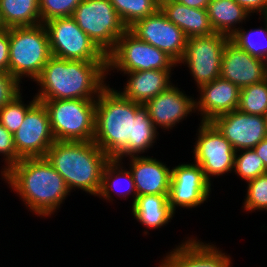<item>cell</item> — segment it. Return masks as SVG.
<instances>
[{"mask_svg":"<svg viewBox=\"0 0 267 267\" xmlns=\"http://www.w3.org/2000/svg\"><path fill=\"white\" fill-rule=\"evenodd\" d=\"M82 0H39L41 22L60 17H69Z\"/></svg>","mask_w":267,"mask_h":267,"instance_id":"obj_32","label":"cell"},{"mask_svg":"<svg viewBox=\"0 0 267 267\" xmlns=\"http://www.w3.org/2000/svg\"><path fill=\"white\" fill-rule=\"evenodd\" d=\"M211 123L235 151L254 148L267 138V116L251 115L236 109L215 117Z\"/></svg>","mask_w":267,"mask_h":267,"instance_id":"obj_15","label":"cell"},{"mask_svg":"<svg viewBox=\"0 0 267 267\" xmlns=\"http://www.w3.org/2000/svg\"><path fill=\"white\" fill-rule=\"evenodd\" d=\"M110 2L127 28L160 8L158 0H110Z\"/></svg>","mask_w":267,"mask_h":267,"instance_id":"obj_27","label":"cell"},{"mask_svg":"<svg viewBox=\"0 0 267 267\" xmlns=\"http://www.w3.org/2000/svg\"><path fill=\"white\" fill-rule=\"evenodd\" d=\"M264 20V27L245 30L240 27L230 37V40L251 56L267 62V16L259 17ZM262 39V40H261Z\"/></svg>","mask_w":267,"mask_h":267,"instance_id":"obj_26","label":"cell"},{"mask_svg":"<svg viewBox=\"0 0 267 267\" xmlns=\"http://www.w3.org/2000/svg\"><path fill=\"white\" fill-rule=\"evenodd\" d=\"M220 77L241 89L267 79V62L251 56L229 39L222 54Z\"/></svg>","mask_w":267,"mask_h":267,"instance_id":"obj_18","label":"cell"},{"mask_svg":"<svg viewBox=\"0 0 267 267\" xmlns=\"http://www.w3.org/2000/svg\"><path fill=\"white\" fill-rule=\"evenodd\" d=\"M178 64L165 52L138 39L128 29L107 55V75L145 70H173Z\"/></svg>","mask_w":267,"mask_h":267,"instance_id":"obj_8","label":"cell"},{"mask_svg":"<svg viewBox=\"0 0 267 267\" xmlns=\"http://www.w3.org/2000/svg\"><path fill=\"white\" fill-rule=\"evenodd\" d=\"M193 147L194 162L201 166L206 179L233 172L235 150L211 122H200Z\"/></svg>","mask_w":267,"mask_h":267,"instance_id":"obj_11","label":"cell"},{"mask_svg":"<svg viewBox=\"0 0 267 267\" xmlns=\"http://www.w3.org/2000/svg\"><path fill=\"white\" fill-rule=\"evenodd\" d=\"M200 95L195 99V111L201 122H211L215 117L238 108L240 88L230 81L218 77L197 88Z\"/></svg>","mask_w":267,"mask_h":267,"instance_id":"obj_19","label":"cell"},{"mask_svg":"<svg viewBox=\"0 0 267 267\" xmlns=\"http://www.w3.org/2000/svg\"><path fill=\"white\" fill-rule=\"evenodd\" d=\"M237 109L251 115L267 116V79L241 88Z\"/></svg>","mask_w":267,"mask_h":267,"instance_id":"obj_28","label":"cell"},{"mask_svg":"<svg viewBox=\"0 0 267 267\" xmlns=\"http://www.w3.org/2000/svg\"><path fill=\"white\" fill-rule=\"evenodd\" d=\"M0 154L3 156L5 165L1 168V177L11 166L19 162L22 158L17 154L14 146L13 134L0 124Z\"/></svg>","mask_w":267,"mask_h":267,"instance_id":"obj_35","label":"cell"},{"mask_svg":"<svg viewBox=\"0 0 267 267\" xmlns=\"http://www.w3.org/2000/svg\"><path fill=\"white\" fill-rule=\"evenodd\" d=\"M245 183L247 193L242 206L243 210L247 212L267 211V173Z\"/></svg>","mask_w":267,"mask_h":267,"instance_id":"obj_31","label":"cell"},{"mask_svg":"<svg viewBox=\"0 0 267 267\" xmlns=\"http://www.w3.org/2000/svg\"><path fill=\"white\" fill-rule=\"evenodd\" d=\"M158 133L144 105L125 98L109 84L101 91L96 99L93 142L109 159L123 161L147 153Z\"/></svg>","mask_w":267,"mask_h":267,"instance_id":"obj_1","label":"cell"},{"mask_svg":"<svg viewBox=\"0 0 267 267\" xmlns=\"http://www.w3.org/2000/svg\"><path fill=\"white\" fill-rule=\"evenodd\" d=\"M6 29V26L2 20V16H1V13H0V31Z\"/></svg>","mask_w":267,"mask_h":267,"instance_id":"obj_41","label":"cell"},{"mask_svg":"<svg viewBox=\"0 0 267 267\" xmlns=\"http://www.w3.org/2000/svg\"><path fill=\"white\" fill-rule=\"evenodd\" d=\"M45 158L64 178L70 192L81 189L86 194L98 196L102 172L110 159L93 140L55 141Z\"/></svg>","mask_w":267,"mask_h":267,"instance_id":"obj_4","label":"cell"},{"mask_svg":"<svg viewBox=\"0 0 267 267\" xmlns=\"http://www.w3.org/2000/svg\"><path fill=\"white\" fill-rule=\"evenodd\" d=\"M210 183L197 163H182L172 168L168 202L171 209H192L200 207L210 198Z\"/></svg>","mask_w":267,"mask_h":267,"instance_id":"obj_13","label":"cell"},{"mask_svg":"<svg viewBox=\"0 0 267 267\" xmlns=\"http://www.w3.org/2000/svg\"><path fill=\"white\" fill-rule=\"evenodd\" d=\"M185 6L198 8V9H207L208 3L210 0H175Z\"/></svg>","mask_w":267,"mask_h":267,"instance_id":"obj_40","label":"cell"},{"mask_svg":"<svg viewBox=\"0 0 267 267\" xmlns=\"http://www.w3.org/2000/svg\"><path fill=\"white\" fill-rule=\"evenodd\" d=\"M229 39L221 33L187 38L184 55L177 64L187 65L198 88L220 77L222 54Z\"/></svg>","mask_w":267,"mask_h":267,"instance_id":"obj_10","label":"cell"},{"mask_svg":"<svg viewBox=\"0 0 267 267\" xmlns=\"http://www.w3.org/2000/svg\"><path fill=\"white\" fill-rule=\"evenodd\" d=\"M52 56L66 60L107 61V56L81 30L72 16L44 23Z\"/></svg>","mask_w":267,"mask_h":267,"instance_id":"obj_9","label":"cell"},{"mask_svg":"<svg viewBox=\"0 0 267 267\" xmlns=\"http://www.w3.org/2000/svg\"><path fill=\"white\" fill-rule=\"evenodd\" d=\"M21 92V83L9 72L0 70V109L11 102Z\"/></svg>","mask_w":267,"mask_h":267,"instance_id":"obj_36","label":"cell"},{"mask_svg":"<svg viewBox=\"0 0 267 267\" xmlns=\"http://www.w3.org/2000/svg\"><path fill=\"white\" fill-rule=\"evenodd\" d=\"M180 243L163 256L160 267H233L231 256L212 243L197 237H187Z\"/></svg>","mask_w":267,"mask_h":267,"instance_id":"obj_16","label":"cell"},{"mask_svg":"<svg viewBox=\"0 0 267 267\" xmlns=\"http://www.w3.org/2000/svg\"><path fill=\"white\" fill-rule=\"evenodd\" d=\"M123 164L121 160L116 159H110L106 163L102 172L101 189L97 197L108 200L110 203L114 201V195L121 196L125 200L132 196L133 200L131 201L133 205L137 197L134 179L131 171L123 166Z\"/></svg>","mask_w":267,"mask_h":267,"instance_id":"obj_23","label":"cell"},{"mask_svg":"<svg viewBox=\"0 0 267 267\" xmlns=\"http://www.w3.org/2000/svg\"><path fill=\"white\" fill-rule=\"evenodd\" d=\"M233 173L246 182L267 173L262 159L253 148L235 152Z\"/></svg>","mask_w":267,"mask_h":267,"instance_id":"obj_29","label":"cell"},{"mask_svg":"<svg viewBox=\"0 0 267 267\" xmlns=\"http://www.w3.org/2000/svg\"><path fill=\"white\" fill-rule=\"evenodd\" d=\"M0 13L6 28L42 23L39 0H0Z\"/></svg>","mask_w":267,"mask_h":267,"instance_id":"obj_25","label":"cell"},{"mask_svg":"<svg viewBox=\"0 0 267 267\" xmlns=\"http://www.w3.org/2000/svg\"><path fill=\"white\" fill-rule=\"evenodd\" d=\"M181 88L172 84L168 89L159 93L144 104L148 115L157 130L169 131L180 122L195 113V98L188 96Z\"/></svg>","mask_w":267,"mask_h":267,"instance_id":"obj_17","label":"cell"},{"mask_svg":"<svg viewBox=\"0 0 267 267\" xmlns=\"http://www.w3.org/2000/svg\"><path fill=\"white\" fill-rule=\"evenodd\" d=\"M160 9L167 19L178 26L188 38L190 7L175 0H163L160 2Z\"/></svg>","mask_w":267,"mask_h":267,"instance_id":"obj_33","label":"cell"},{"mask_svg":"<svg viewBox=\"0 0 267 267\" xmlns=\"http://www.w3.org/2000/svg\"><path fill=\"white\" fill-rule=\"evenodd\" d=\"M207 14L214 32L229 37L241 27L240 23L243 24L251 16L234 0H210L207 6ZM238 24L239 27H237Z\"/></svg>","mask_w":267,"mask_h":267,"instance_id":"obj_24","label":"cell"},{"mask_svg":"<svg viewBox=\"0 0 267 267\" xmlns=\"http://www.w3.org/2000/svg\"><path fill=\"white\" fill-rule=\"evenodd\" d=\"M48 112L55 141H92L95 135L96 100H38Z\"/></svg>","mask_w":267,"mask_h":267,"instance_id":"obj_6","label":"cell"},{"mask_svg":"<svg viewBox=\"0 0 267 267\" xmlns=\"http://www.w3.org/2000/svg\"><path fill=\"white\" fill-rule=\"evenodd\" d=\"M128 158L137 196L169 194L172 169L166 163L144 155Z\"/></svg>","mask_w":267,"mask_h":267,"instance_id":"obj_20","label":"cell"},{"mask_svg":"<svg viewBox=\"0 0 267 267\" xmlns=\"http://www.w3.org/2000/svg\"><path fill=\"white\" fill-rule=\"evenodd\" d=\"M214 32L207 9L190 7V18L188 25V38L194 36H209Z\"/></svg>","mask_w":267,"mask_h":267,"instance_id":"obj_34","label":"cell"},{"mask_svg":"<svg viewBox=\"0 0 267 267\" xmlns=\"http://www.w3.org/2000/svg\"><path fill=\"white\" fill-rule=\"evenodd\" d=\"M72 17L106 56L128 29L110 0H82Z\"/></svg>","mask_w":267,"mask_h":267,"instance_id":"obj_7","label":"cell"},{"mask_svg":"<svg viewBox=\"0 0 267 267\" xmlns=\"http://www.w3.org/2000/svg\"><path fill=\"white\" fill-rule=\"evenodd\" d=\"M132 215L146 229L165 227L175 212L168 202V195H141L137 196L131 206Z\"/></svg>","mask_w":267,"mask_h":267,"instance_id":"obj_22","label":"cell"},{"mask_svg":"<svg viewBox=\"0 0 267 267\" xmlns=\"http://www.w3.org/2000/svg\"><path fill=\"white\" fill-rule=\"evenodd\" d=\"M128 30L138 39L165 52L178 63L185 52L187 37L170 22L159 8L155 13L136 21Z\"/></svg>","mask_w":267,"mask_h":267,"instance_id":"obj_12","label":"cell"},{"mask_svg":"<svg viewBox=\"0 0 267 267\" xmlns=\"http://www.w3.org/2000/svg\"><path fill=\"white\" fill-rule=\"evenodd\" d=\"M51 56L43 23L9 28V73L21 84L23 77L34 82Z\"/></svg>","mask_w":267,"mask_h":267,"instance_id":"obj_5","label":"cell"},{"mask_svg":"<svg viewBox=\"0 0 267 267\" xmlns=\"http://www.w3.org/2000/svg\"><path fill=\"white\" fill-rule=\"evenodd\" d=\"M107 61L66 60L51 56L34 81L37 100H96L108 85Z\"/></svg>","mask_w":267,"mask_h":267,"instance_id":"obj_3","label":"cell"},{"mask_svg":"<svg viewBox=\"0 0 267 267\" xmlns=\"http://www.w3.org/2000/svg\"><path fill=\"white\" fill-rule=\"evenodd\" d=\"M0 70L9 72V28L0 31Z\"/></svg>","mask_w":267,"mask_h":267,"instance_id":"obj_37","label":"cell"},{"mask_svg":"<svg viewBox=\"0 0 267 267\" xmlns=\"http://www.w3.org/2000/svg\"><path fill=\"white\" fill-rule=\"evenodd\" d=\"M23 96L20 93L11 102L0 109V124L3 125L10 133L14 134L21 124L27 111L38 101L34 96L28 104H24Z\"/></svg>","mask_w":267,"mask_h":267,"instance_id":"obj_30","label":"cell"},{"mask_svg":"<svg viewBox=\"0 0 267 267\" xmlns=\"http://www.w3.org/2000/svg\"><path fill=\"white\" fill-rule=\"evenodd\" d=\"M171 71L173 70L123 72L122 75L128 77L123 91L118 92L125 98L144 105L173 84Z\"/></svg>","mask_w":267,"mask_h":267,"instance_id":"obj_21","label":"cell"},{"mask_svg":"<svg viewBox=\"0 0 267 267\" xmlns=\"http://www.w3.org/2000/svg\"><path fill=\"white\" fill-rule=\"evenodd\" d=\"M3 180L41 218L51 217L71 193L45 157L22 158L3 173Z\"/></svg>","mask_w":267,"mask_h":267,"instance_id":"obj_2","label":"cell"},{"mask_svg":"<svg viewBox=\"0 0 267 267\" xmlns=\"http://www.w3.org/2000/svg\"><path fill=\"white\" fill-rule=\"evenodd\" d=\"M239 6L243 7L251 16L253 13L259 16H267V0H234ZM252 13V14H251Z\"/></svg>","mask_w":267,"mask_h":267,"instance_id":"obj_38","label":"cell"},{"mask_svg":"<svg viewBox=\"0 0 267 267\" xmlns=\"http://www.w3.org/2000/svg\"><path fill=\"white\" fill-rule=\"evenodd\" d=\"M257 155L262 159L267 169V138L263 139L257 146L253 148Z\"/></svg>","mask_w":267,"mask_h":267,"instance_id":"obj_39","label":"cell"},{"mask_svg":"<svg viewBox=\"0 0 267 267\" xmlns=\"http://www.w3.org/2000/svg\"><path fill=\"white\" fill-rule=\"evenodd\" d=\"M14 146L21 158L45 157L55 142L48 112L37 101L26 113L23 123L13 134Z\"/></svg>","mask_w":267,"mask_h":267,"instance_id":"obj_14","label":"cell"}]
</instances>
